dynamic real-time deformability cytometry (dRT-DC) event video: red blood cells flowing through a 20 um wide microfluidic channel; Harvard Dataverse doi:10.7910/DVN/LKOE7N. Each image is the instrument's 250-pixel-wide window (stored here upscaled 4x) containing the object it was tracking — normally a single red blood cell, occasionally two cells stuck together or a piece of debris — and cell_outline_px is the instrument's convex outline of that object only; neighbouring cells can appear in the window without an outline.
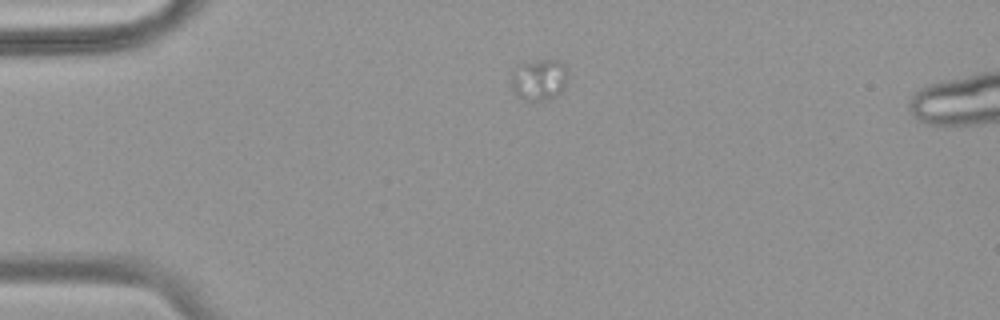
{"species": "common noctule bat (a hibernating species)", "species_latin": "Nyctalus noctula", "temperature_condition": "warm", "stored_images_in_passage": 14, "camera_frame_rate_fps": 3000, "um_per_image_px": 0.085, "animal": {"sex": "female", "body_mass_g": 18.4}, "frame": {"image": 1, "passage_image": 1, "time_ms": 0.0, "image_size_px": [1000, 320], "cell_outline_px": [[568, 72], [564, 88], [556, 96], [548, 100], [524, 100], [516, 96], [512, 88], [512, 72], [516, 64], [540, 60], [560, 60], [564, 64]], "centroid_in_image_um": [45.82, 6.76], "position_along_channel_um": 39.2, "area_um2": 13.81}}